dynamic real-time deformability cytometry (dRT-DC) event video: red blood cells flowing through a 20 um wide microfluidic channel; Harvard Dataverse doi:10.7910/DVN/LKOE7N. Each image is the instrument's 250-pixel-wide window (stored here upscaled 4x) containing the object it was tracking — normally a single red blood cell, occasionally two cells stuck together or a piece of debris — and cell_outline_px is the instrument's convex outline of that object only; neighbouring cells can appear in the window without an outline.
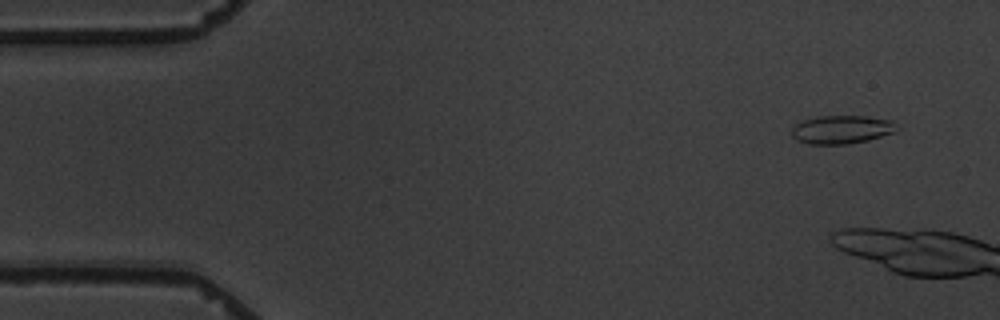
{"species": "common noctule bat (a hibernating species)", "species_latin": "Nyctalus noctula", "temperature_condition": "warm", "stored_images_in_passage": 3, "camera_frame_rate_fps": 3000, "um_per_image_px": 0.085, "animal": {"sex": "male", "body_mass_g": 19.5, "forearm_length_mm": 54.6}, "frame": {"image": 1, "passage_image": 1, "time_ms": 0.0, "image_size_px": [1000, 320], "cell_outline_px": [[900, 128], [896, 132], [868, 140], [848, 144], [808, 144], [796, 140], [792, 136], [792, 128], [796, 124], [804, 120], [816, 116], [868, 116], [892, 120]], "centroid_in_image_um": [71.57, 11.01], "position_along_channel_um": 13.4, "area_um2": 17.57}}